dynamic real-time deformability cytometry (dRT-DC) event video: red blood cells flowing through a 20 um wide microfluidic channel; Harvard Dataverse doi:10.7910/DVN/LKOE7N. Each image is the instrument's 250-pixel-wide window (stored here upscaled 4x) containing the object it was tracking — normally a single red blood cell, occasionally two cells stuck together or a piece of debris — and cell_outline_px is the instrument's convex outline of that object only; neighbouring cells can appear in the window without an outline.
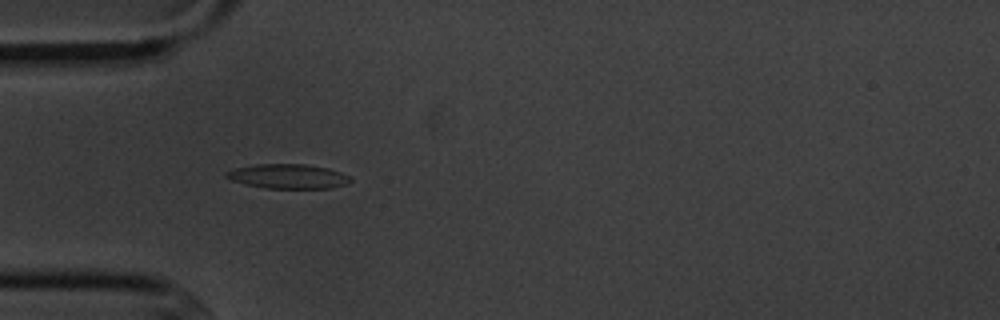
{"species": "common noctule bat (a hibernating species)", "species_latin": "Nyctalus noctula", "temperature_condition": "cold", "stored_images_in_passage": 13, "camera_frame_rate_fps": 3000, "um_per_image_px": 0.085, "animal": {"sex": "male", "body_mass_g": 20.1, "forearm_length_mm": 53.5}, "frame": {"image": 1, "passage_image": 5, "time_ms": 5.333, "image_size_px": [1000, 320], "cell_outline_px": [[352, 180], [344, 184], [328, 188], [268, 188], [244, 184], [232, 180], [224, 176], [224, 172], [236, 168], [256, 164], [304, 164], [328, 168], [340, 172], [348, 176]], "centroid_in_image_um": [24.44, 14.98], "position_along_channel_um": 60.6, "area_um2": 17.51}}
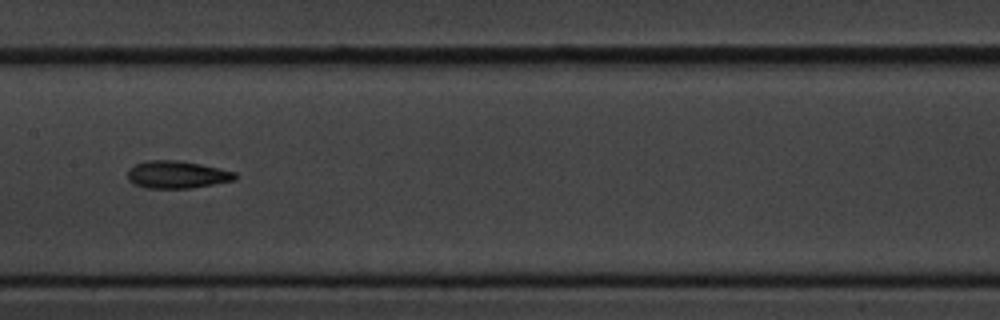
{"frame": {"image": 2, "passage_image": 8, "time_ms": 9.0, "image_size_px": [1000, 320], "cell_outline_px": [[236, 180], [192, 188], [148, 188], [132, 184], [128, 180], [128, 168], [144, 160], [176, 160], [200, 164], [236, 172]], "centroid_in_image_um": [15.01, 14.84], "position_along_channel_um": 192.4, "area_um2": 17.28}}
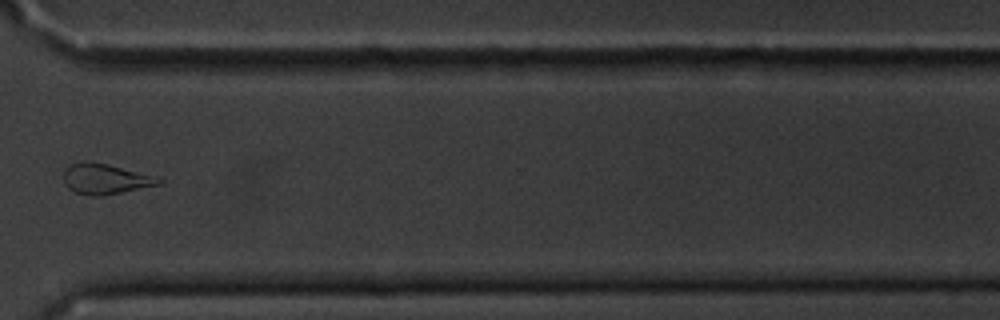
{"frame": {"image": 3, "passage_image": 12, "time_ms": 13.667, "image_size_px": [1000, 320], "cell_outline_px": [[164, 184], [100, 196], [92, 196], [72, 192], [64, 184], [64, 172], [72, 164], [80, 160], [88, 160], [108, 164], [160, 176], [164, 180]], "centroid_in_image_um": [9.02, 15.2], "position_along_channel_um": 361.6, "area_um2": 17.34}, "authors_computed_cell_mechanics": {"area_um2": 17.2822, "velocity_mm_per_s": 3.632, "shape_relaxation_time_tau1_ms": 5.1521, "shape_relaxation_time_tau2_ms": 4.4549, "deformation_change_tau1": 0.1536, "deformation_change_tau2": 0.1206}}